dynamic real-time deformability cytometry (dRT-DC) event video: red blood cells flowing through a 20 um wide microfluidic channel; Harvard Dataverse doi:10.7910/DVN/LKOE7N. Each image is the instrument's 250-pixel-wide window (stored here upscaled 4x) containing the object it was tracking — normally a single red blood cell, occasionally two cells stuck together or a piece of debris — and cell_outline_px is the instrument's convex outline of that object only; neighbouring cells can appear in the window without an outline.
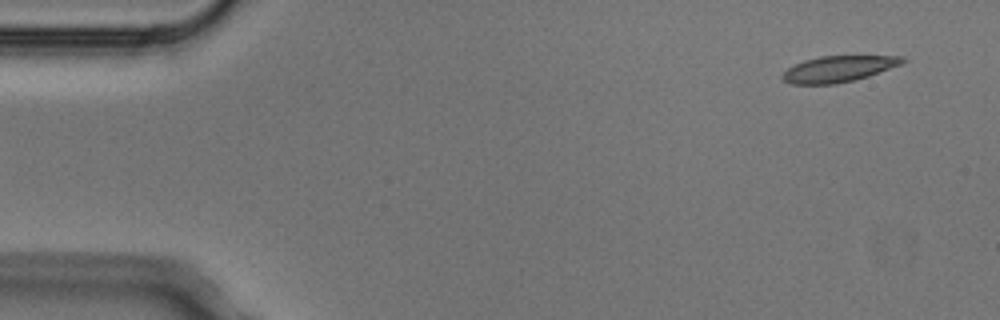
{"species": "Egyptian fruit bat (a non-hibernating species)", "species_latin": "Rousettus aegyptiacus", "temperature_condition": "cold", "stored_images_in_passage": 5, "segment_of_instrument_passage": [2, 2], "camera_frame_rate_fps": 3000, "um_per_image_px": 0.085, "animal": {"sex": "male"}, "frame": {"image": 1, "passage_image": 5, "time_ms": 1.333, "image_size_px": [1000, 320], "cell_outline_px": [[908, 60], [900, 64], [868, 76], [836, 84], [792, 84], [784, 80], [780, 76], [788, 68], [804, 60], [820, 56], [904, 56]], "centroid_in_image_um": [71.26, 5.85], "position_along_channel_um": 13.7, "area_um2": 18.03}}